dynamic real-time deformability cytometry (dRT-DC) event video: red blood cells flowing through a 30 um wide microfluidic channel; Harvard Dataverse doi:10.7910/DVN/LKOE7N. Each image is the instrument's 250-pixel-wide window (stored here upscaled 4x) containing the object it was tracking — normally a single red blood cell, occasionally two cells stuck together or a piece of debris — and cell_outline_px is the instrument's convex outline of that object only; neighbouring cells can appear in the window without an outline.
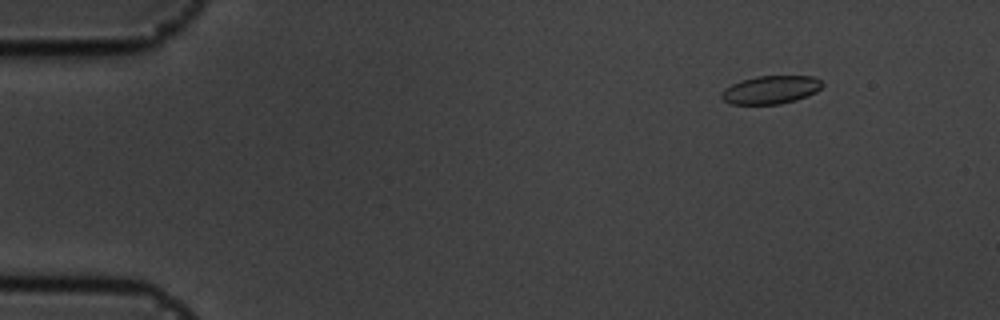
{"species": "common noctule bat (a hibernating species)", "species_latin": "Nyctalus noctula", "temperature_condition": "cold", "stored_images_in_passage": 52, "camera_frame_rate_fps": 3000, "um_per_image_px": 0.085, "animal": {"sex": "male", "body_mass_g": 19.5, "forearm_length_mm": 54.6}, "frame": {"image": 1, "passage_image": 2, "time_ms": 0.333, "image_size_px": [1000, 320], "cell_outline_px": [[824, 84], [816, 92], [808, 96], [796, 100], [780, 104], [728, 104], [720, 96], [720, 92], [724, 88], [740, 80], [756, 76], [812, 76], [820, 80]], "centroid_in_image_um": [65.49, 7.63], "position_along_channel_um": 19.5, "area_um2": 16.7}}
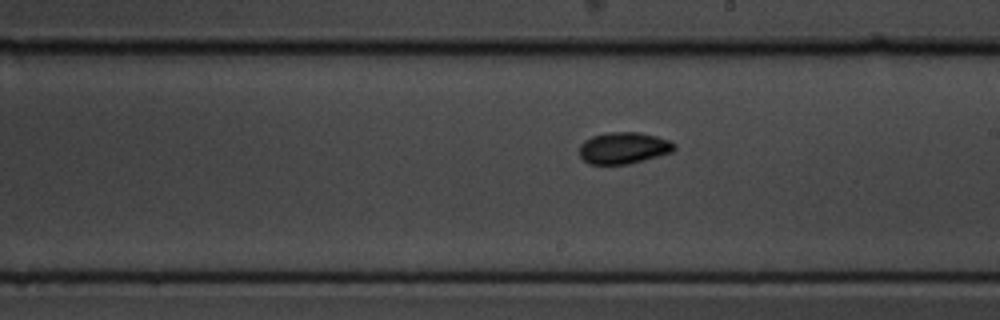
{"frame": {"image": 2, "passage_image": 28, "time_ms": 9.0, "image_size_px": [1000, 320], "cell_outline_px": [[676, 148], [672, 152], [660, 156], [628, 164], [588, 164], [580, 156], [580, 144], [584, 140], [592, 136], [608, 132], [640, 132], [656, 136], [668, 140], [676, 144]], "centroid_in_image_um": [53.01, 12.57], "position_along_channel_um": 236.0, "area_um2": 17.57}}
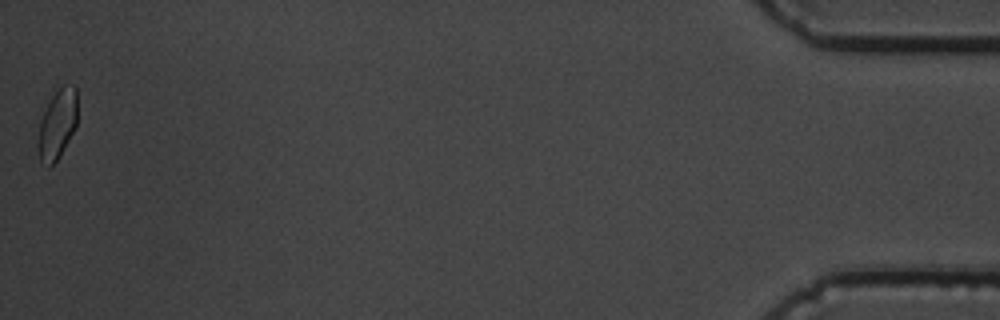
{"frame": {"image": 3, "passage_image": 52, "time_ms": 17.0, "image_size_px": [1000, 320], "cell_outline_px": [[76, 128], [56, 160], [48, 168], [40, 160], [36, 144], [40, 120], [52, 96], [64, 84], [72, 84], [76, 88]], "centroid_in_image_um": [4.85, 10.58], "position_along_channel_um": 430.3, "area_um2": 15.84}, "authors_computed_cell_mechanics": {"area_um2": 16.7042, "velocity_mm_per_s": 3.5714, "shape_relaxation_time_tau1_ms": 4.6432, "shape_relaxation_time_tau2_ms": 1.7416, "deformation_change_tau1": 0.0785, "deformation_change_tau2": 0.0369}}